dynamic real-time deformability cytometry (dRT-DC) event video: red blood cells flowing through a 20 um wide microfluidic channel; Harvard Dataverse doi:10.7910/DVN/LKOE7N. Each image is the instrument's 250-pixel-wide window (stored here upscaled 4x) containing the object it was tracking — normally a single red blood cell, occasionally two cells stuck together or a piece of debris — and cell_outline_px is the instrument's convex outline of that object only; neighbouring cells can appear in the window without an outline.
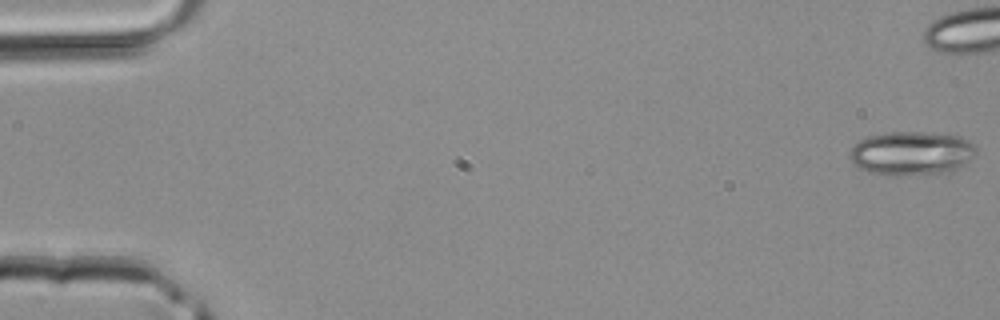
{"species": "common noctule bat (a hibernating species)", "species_latin": "Nyctalus noctula", "temperature_condition": "room temperature", "stored_images_in_passage": 35, "camera_frame_rate_fps": 3000, "um_per_image_px": 0.085, "animal": {"sex": "male", "body_mass_g": 20.4}, "frame": {"image": 1, "passage_image": 1, "time_ms": 0.0, "image_size_px": [1000, 320], "cell_outline_px": [[976, 152], [964, 164], [952, 172], [892, 176], [868, 172], [852, 164], [848, 156], [848, 152], [860, 140], [868, 136], [892, 132], [920, 132], [956, 136], [968, 140], [976, 148]], "centroid_in_image_um": [77.43, 13.05], "position_along_channel_um": 7.6, "area_um2": 32.19}}
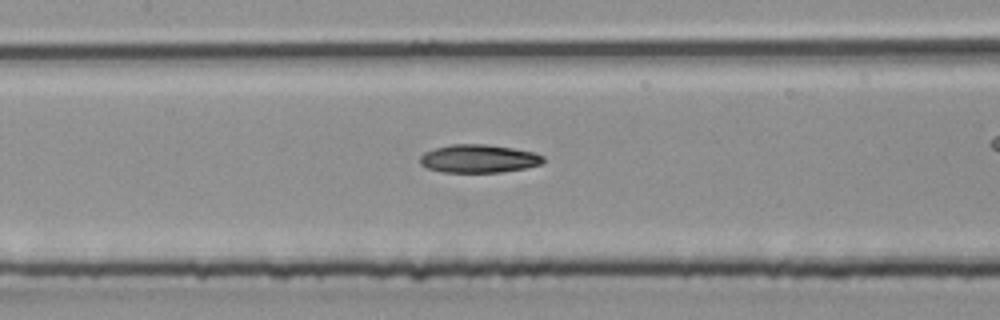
{"frame": {"image": 2, "passage_image": 21, "time_ms": 6.667, "image_size_px": [1000, 320], "cell_outline_px": [[544, 160], [540, 164], [524, 168], [500, 172], [440, 172], [428, 168], [420, 164], [420, 156], [424, 152], [448, 144], [484, 144], [512, 148], [532, 152], [544, 156]], "centroid_in_image_um": [40.65, 13.48], "position_along_channel_um": 166.8, "area_um2": 20.11}}
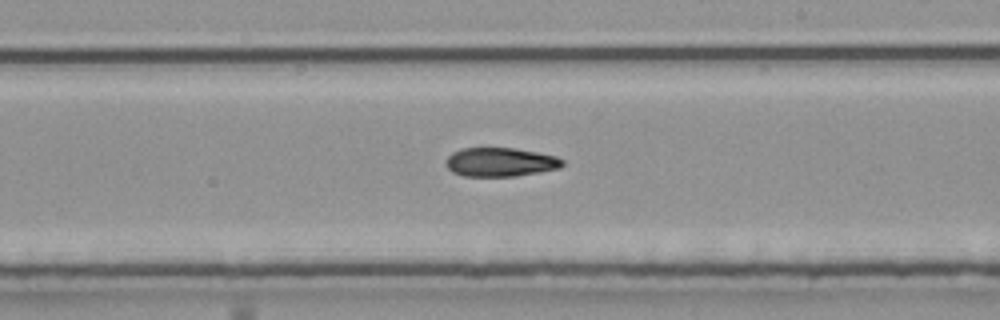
{"frame": {"image": 3, "passage_image": 26, "time_ms": 8.333, "image_size_px": [1000, 320], "cell_outline_px": [[564, 164], [560, 168], [540, 172], [516, 176], [464, 176], [452, 172], [444, 164], [444, 160], [452, 152], [460, 148], [516, 148], [556, 156], [564, 160]], "centroid_in_image_um": [42.5, 13.77], "position_along_channel_um": 246.5, "area_um2": 19.83}}